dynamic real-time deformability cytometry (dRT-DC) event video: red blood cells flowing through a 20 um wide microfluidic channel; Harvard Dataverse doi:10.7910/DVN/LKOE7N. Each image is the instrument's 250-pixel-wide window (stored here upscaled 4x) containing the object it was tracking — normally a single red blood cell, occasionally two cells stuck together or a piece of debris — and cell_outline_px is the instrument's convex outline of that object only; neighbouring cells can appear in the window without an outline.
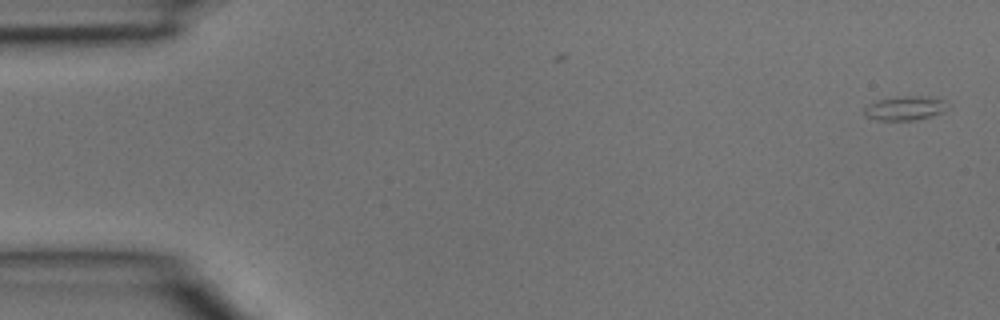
{"species": "common noctule bat (a hibernating species)", "species_latin": "Nyctalus noctula", "temperature_condition": "room temperature", "stored_images_in_passage": 4, "camera_frame_rate_fps": 3000, "um_per_image_px": 0.085, "animal": {"sex": "male", "body_mass_g": 15.6}, "frame": {"image": 1, "passage_image": 1, "time_ms": 0.0, "image_size_px": [1000, 320], "cell_outline_px": [[948, 108], [940, 112], [928, 116], [912, 120], [876, 120], [864, 116], [864, 108], [880, 100], [908, 96], [920, 96], [944, 100]], "centroid_in_image_um": [76.9, 9.21], "position_along_channel_um": 8.1, "area_um2": 11.16}}
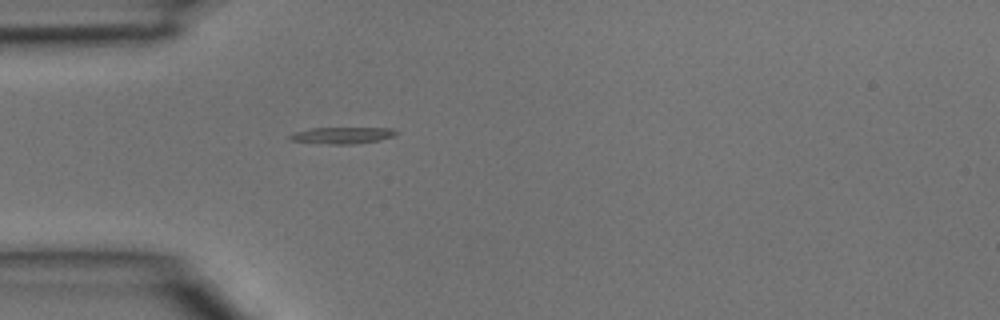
{"frame": {"image": 2, "passage_image": 4, "time_ms": 1.0, "image_size_px": [1000, 320], "cell_outline_px": [[400, 132], [396, 136], [380, 140], [352, 144], [332, 144], [288, 140], [288, 136], [296, 132], [308, 128], [392, 128]], "centroid_in_image_um": [29.14, 11.5], "position_along_channel_um": 55.9, "area_um2": 10.29}}